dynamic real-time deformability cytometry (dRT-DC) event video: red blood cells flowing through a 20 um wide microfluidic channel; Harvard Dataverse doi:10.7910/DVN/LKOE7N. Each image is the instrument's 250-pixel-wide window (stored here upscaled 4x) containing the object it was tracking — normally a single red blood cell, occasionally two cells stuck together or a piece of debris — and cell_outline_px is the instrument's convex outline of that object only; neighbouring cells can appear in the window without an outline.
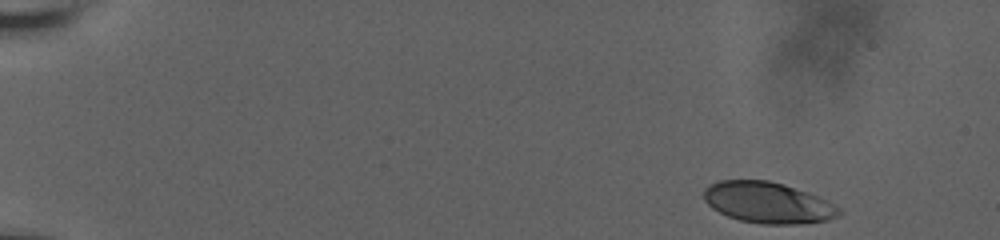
{"species": "human", "species_latin": "Homo sapiens", "temperature_condition": "room temperature", "stored_images_in_passage": 14, "camera_frame_rate_fps": 3000, "um_per_image_px": 0.085, "donor": {"sex": "male"}, "frame": {"image": 1, "passage_image": 1, "time_ms": 0.0, "image_size_px": [1000, 240], "cell_outline_px": [[844, 212], [828, 220], [796, 224], [760, 224], [740, 220], [728, 216], [712, 208], [704, 200], [704, 188], [720, 180], [768, 180], [784, 184], [808, 192], [840, 208]], "centroid_in_image_um": [65.26, 17.22], "position_along_channel_um": 19.7, "area_um2": 32.19}}
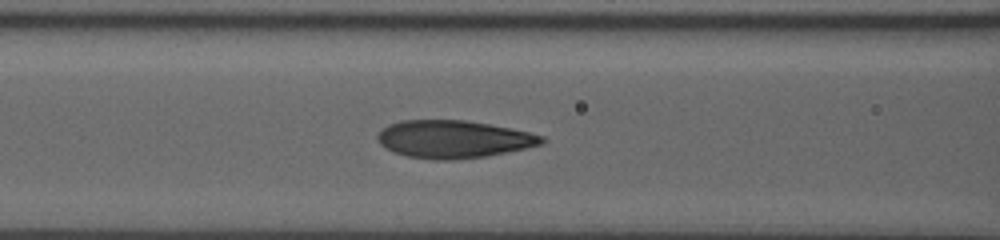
{"frame": {"image": 2, "passage_image": 12, "time_ms": 3.667, "image_size_px": [1000, 240], "cell_outline_px": [[548, 140], [544, 144], [484, 156], [452, 160], [436, 160], [408, 156], [392, 152], [380, 144], [376, 136], [388, 124], [400, 120], [464, 120], [512, 128], [544, 136]], "centroid_in_image_um": [38.54, 11.82], "position_along_channel_um": 128.1, "area_um2": 35.95}}
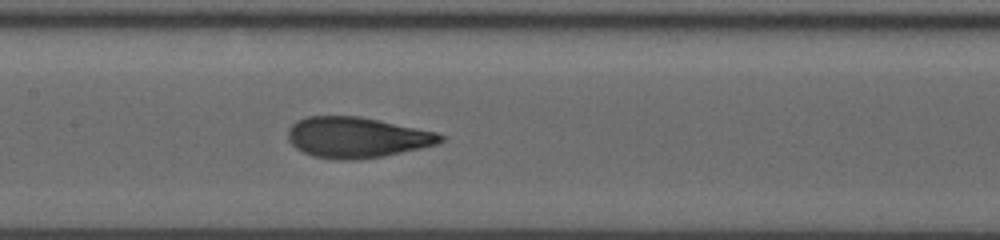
{"frame": {"image": 3, "passage_image": 14, "time_ms": 4.333, "image_size_px": [1000, 240], "cell_outline_px": [[444, 140], [436, 144], [420, 148], [384, 156], [352, 160], [340, 160], [312, 156], [296, 148], [288, 140], [288, 128], [296, 120], [308, 116], [360, 116], [436, 132], [444, 136]], "centroid_in_image_um": [30.3, 11.68], "position_along_channel_um": 177.1, "area_um2": 36.07}}